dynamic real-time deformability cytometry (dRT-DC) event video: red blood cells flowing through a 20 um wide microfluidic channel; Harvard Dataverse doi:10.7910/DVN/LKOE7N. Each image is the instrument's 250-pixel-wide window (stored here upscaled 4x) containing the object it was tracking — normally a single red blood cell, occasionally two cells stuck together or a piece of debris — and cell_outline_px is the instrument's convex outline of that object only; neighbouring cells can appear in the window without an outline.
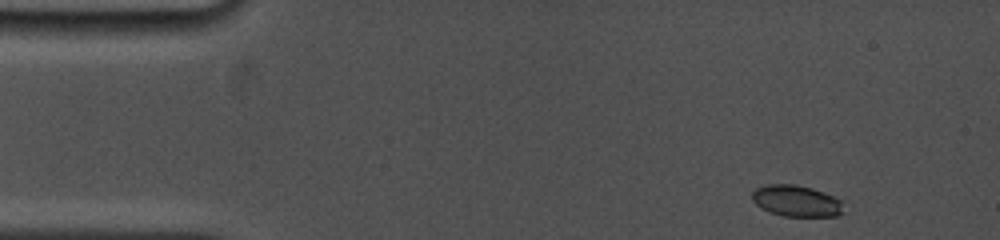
{"species": "common noctule bat (a hibernating species)", "species_latin": "Nyctalus noctula", "temperature_condition": "cold", "stored_images_in_passage": 17, "camera_frame_rate_fps": 5000, "um_per_image_px": 0.085, "animal": {"sex": "female", "body_mass_g": 19.0, "forearm_length_mm": 53.3}, "frame": {"image": 1, "passage_image": 1, "time_ms": 0.0, "image_size_px": [1000, 240], "cell_outline_px": [[844, 212], [836, 216], [784, 216], [768, 212], [760, 208], [752, 200], [752, 192], [756, 188], [764, 184], [796, 184], [812, 188], [832, 196], [840, 200]], "centroid_in_image_um": [67.65, 17.07], "position_along_channel_um": 17.4, "area_um2": 16.76}}
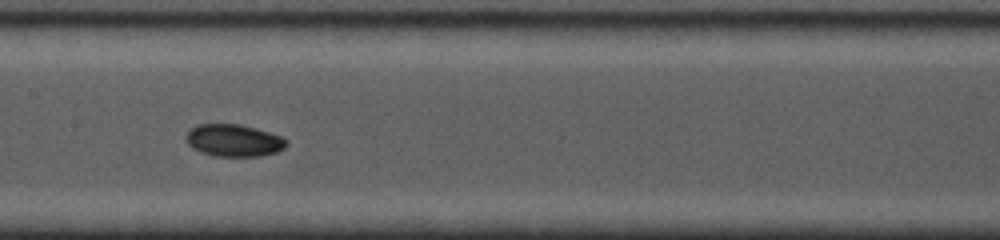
{"frame": {"image": 2, "passage_image": 15, "time_ms": 6.8, "image_size_px": [1000, 240], "cell_outline_px": [[288, 144], [284, 148], [276, 152], [260, 156], [216, 156], [200, 152], [192, 148], [184, 140], [184, 136], [196, 124], [240, 124], [256, 128], [284, 136], [288, 140]], "centroid_in_image_um": [19.88, 11.93], "position_along_channel_um": 187.5, "area_um2": 19.13}}
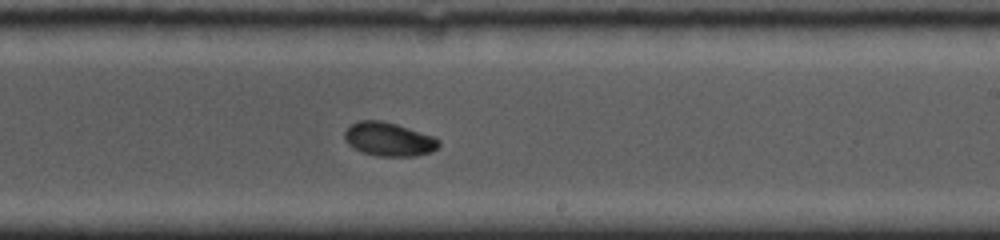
{"frame": {"image": 3, "passage_image": 17, "time_ms": 8.6, "image_size_px": [1000, 240], "cell_outline_px": [[440, 144], [432, 152], [416, 156], [376, 156], [360, 152], [348, 144], [344, 140], [344, 132], [352, 124], [360, 120], [380, 120], [396, 124], [436, 136], [440, 140]], "centroid_in_image_um": [33.06, 11.84], "position_along_channel_um": 255.9, "area_um2": 18.73}}